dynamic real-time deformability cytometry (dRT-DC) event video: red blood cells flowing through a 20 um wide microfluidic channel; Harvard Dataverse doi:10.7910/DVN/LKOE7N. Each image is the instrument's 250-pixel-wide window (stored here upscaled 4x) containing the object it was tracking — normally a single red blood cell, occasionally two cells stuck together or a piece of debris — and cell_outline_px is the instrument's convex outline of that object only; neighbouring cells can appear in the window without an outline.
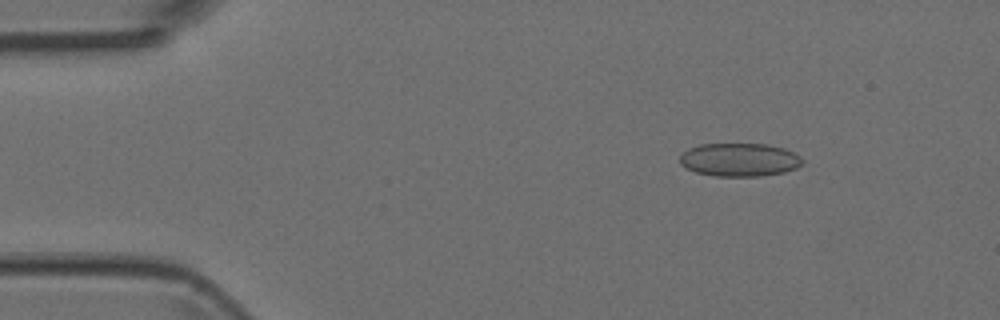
{"species": "Egyptian fruit bat (a non-hibernating species)", "species_latin": "Rousettus aegyptiacus", "temperature_condition": "room temperature", "stored_images_in_passage": 6, "camera_frame_rate_fps": 3000, "um_per_image_px": 0.085, "animal": {"sex": "female"}, "frame": {"image": 1, "passage_image": 2, "time_ms": 0.333, "image_size_px": [1000, 320], "cell_outline_px": [[804, 160], [796, 168], [784, 172], [760, 176], [712, 176], [696, 172], [684, 168], [680, 164], [680, 156], [688, 148], [700, 144], [768, 144], [784, 148], [800, 156]], "centroid_in_image_um": [62.83, 13.58], "position_along_channel_um": 22.2, "area_um2": 23.87}}
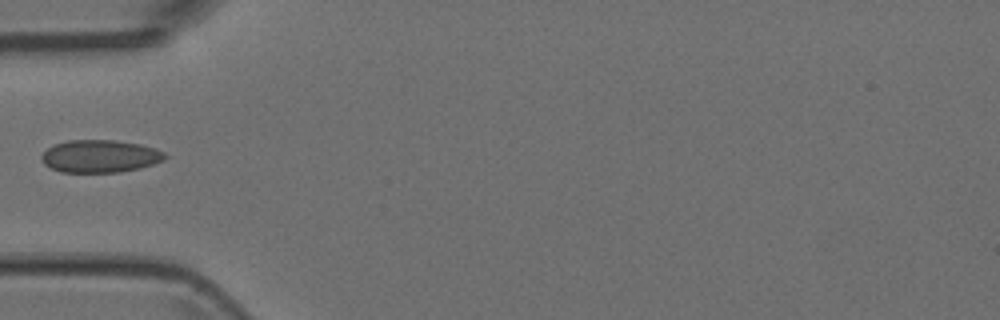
{"frame": {"image": 2, "passage_image": 5, "time_ms": 1.333, "image_size_px": [1000, 320], "cell_outline_px": [[168, 156], [164, 160], [140, 168], [120, 172], [60, 172], [44, 164], [40, 156], [52, 144], [68, 140], [112, 140], [140, 144], [156, 148], [164, 152]], "centroid_in_image_um": [8.5, 13.27], "position_along_channel_um": 76.5, "area_um2": 23.52}}
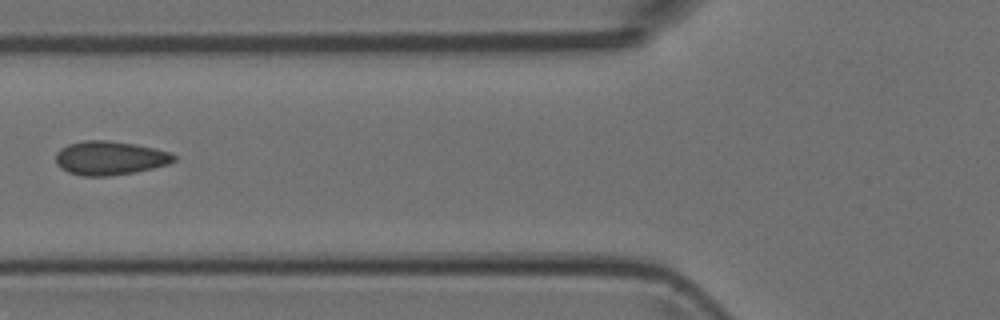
{"frame": {"image": 3, "passage_image": 6, "time_ms": 1.667, "image_size_px": [1000, 320], "cell_outline_px": [[176, 160], [168, 164], [136, 172], [108, 176], [80, 176], [68, 172], [60, 168], [56, 164], [56, 152], [60, 148], [68, 144], [84, 140], [108, 140], [132, 144], [152, 148], [168, 152], [176, 156]], "centroid_in_image_um": [9.29, 13.44], "position_along_channel_um": 116.5, "area_um2": 23.29}}